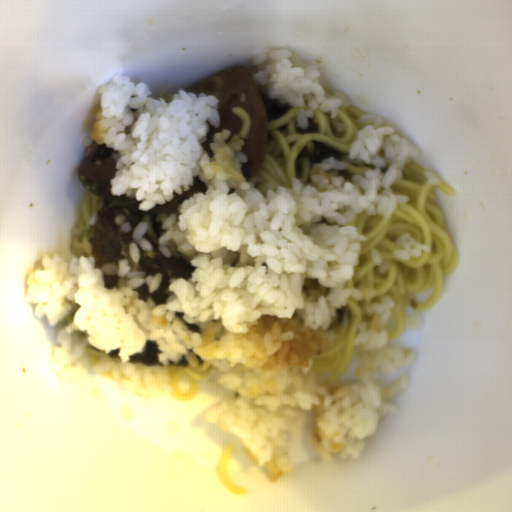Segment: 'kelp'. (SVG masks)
<instances>
[{"instance_id": "obj_1", "label": "kelp", "mask_w": 512, "mask_h": 512, "mask_svg": "<svg viewBox=\"0 0 512 512\" xmlns=\"http://www.w3.org/2000/svg\"><path fill=\"white\" fill-rule=\"evenodd\" d=\"M258 93L263 104L266 124L280 118L294 107L286 103H280L276 99H268L266 94H262L259 91Z\"/></svg>"}, {"instance_id": "obj_2", "label": "kelp", "mask_w": 512, "mask_h": 512, "mask_svg": "<svg viewBox=\"0 0 512 512\" xmlns=\"http://www.w3.org/2000/svg\"><path fill=\"white\" fill-rule=\"evenodd\" d=\"M313 150H314V156H313V160H312L313 166L325 159H328V158H336L342 162V159H343L342 152H339L322 142L314 141Z\"/></svg>"}]
</instances>
